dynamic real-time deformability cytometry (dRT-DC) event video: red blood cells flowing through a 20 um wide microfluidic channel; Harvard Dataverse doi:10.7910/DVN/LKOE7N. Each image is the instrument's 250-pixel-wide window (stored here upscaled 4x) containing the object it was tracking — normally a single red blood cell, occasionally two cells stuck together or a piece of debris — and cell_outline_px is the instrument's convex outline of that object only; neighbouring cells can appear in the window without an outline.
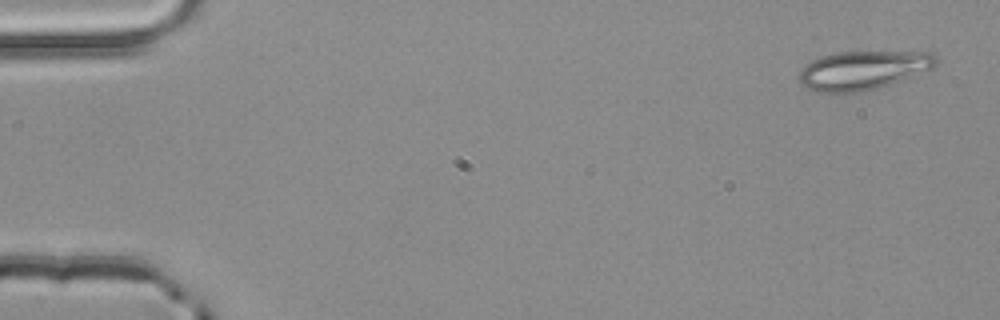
{"species": "common noctule bat (a hibernating species)", "species_latin": "Nyctalus noctula", "temperature_condition": "room temperature", "stored_images_in_passage": 4, "camera_frame_rate_fps": 3000, "um_per_image_px": 0.085, "animal": {"sex": "male", "body_mass_g": 20.4}, "frame": {"image": 1, "passage_image": 1, "time_ms": 0.0, "image_size_px": [1000, 320], "cell_outline_px": [[936, 64], [932, 68], [900, 80], [876, 88], [860, 92], [820, 92], [808, 88], [796, 76], [800, 68], [812, 60], [824, 56], [840, 52], [928, 48], [936, 52]], "centroid_in_image_um": [73.48, 5.89], "position_along_channel_um": 11.5, "area_um2": 31.91}}